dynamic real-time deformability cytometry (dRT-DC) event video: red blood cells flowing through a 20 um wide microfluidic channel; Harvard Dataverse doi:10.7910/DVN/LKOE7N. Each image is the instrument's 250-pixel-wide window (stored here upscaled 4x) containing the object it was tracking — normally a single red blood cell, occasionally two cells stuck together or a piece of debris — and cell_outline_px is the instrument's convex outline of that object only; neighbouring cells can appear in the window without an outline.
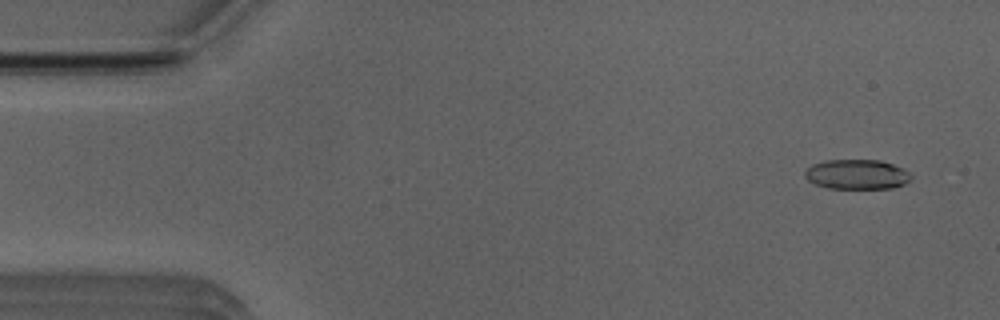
{"species": "Egyptian fruit bat (a non-hibernating species)", "species_latin": "Rousettus aegyptiacus", "temperature_condition": "room temperature", "stored_images_in_passage": 42, "camera_frame_rate_fps": 3000, "um_per_image_px": 0.085, "animal": {"sex": "male"}, "frame": {"image": 1, "passage_image": 2, "time_ms": 0.333, "image_size_px": [1000, 320], "cell_outline_px": [[912, 176], [904, 184], [892, 188], [828, 188], [816, 184], [808, 180], [804, 176], [804, 172], [812, 164], [824, 160], [880, 160], [904, 168]], "centroid_in_image_um": [72.82, 14.81], "position_along_channel_um": 12.2, "area_um2": 18.38}}
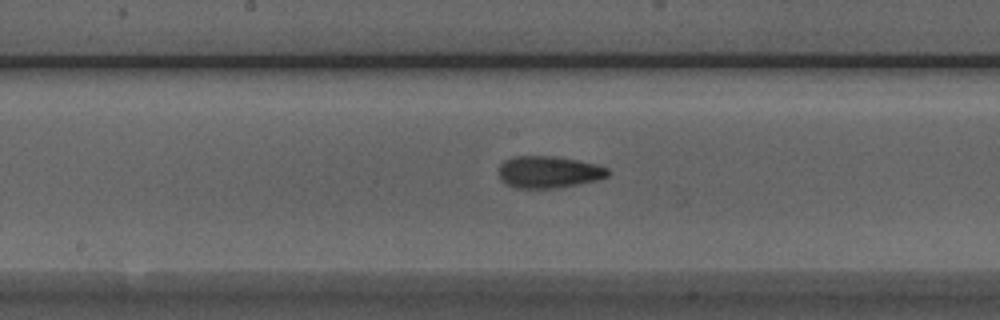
{"frame": {"image": 2, "passage_image": 25, "time_ms": 8.0, "image_size_px": [1000, 320], "cell_outline_px": [[612, 172], [608, 176], [600, 180], [556, 188], [516, 188], [504, 184], [500, 180], [500, 164], [504, 160], [512, 156], [560, 156], [596, 164], [608, 168]], "centroid_in_image_um": [46.66, 14.62], "position_along_channel_um": 201.5, "area_um2": 20.69}}
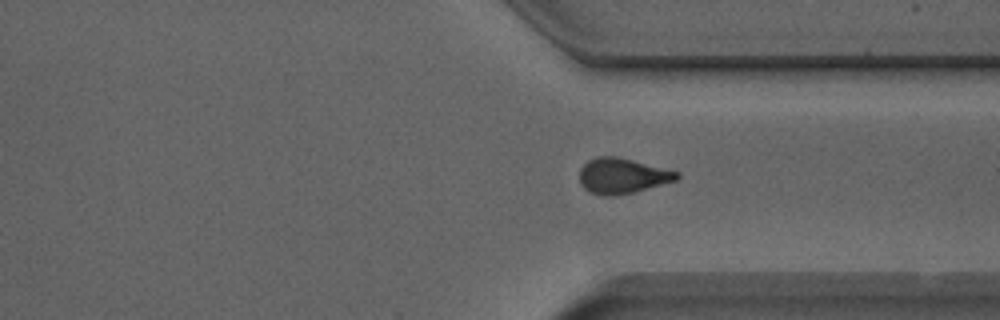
{"frame": {"image": 3, "passage_image": 37, "time_ms": 12.0, "image_size_px": [1000, 320], "cell_outline_px": [[680, 176], [676, 180], [632, 192], [616, 196], [604, 196], [588, 192], [580, 184], [580, 168], [588, 160], [596, 156], [616, 156], [680, 172]], "centroid_in_image_um": [52.85, 14.94], "position_along_channel_um": 358.5, "area_um2": 20.0}, "authors_computed_cell_mechanics": {"area_um2": 19.7676, "velocity_mm_per_s": 3.9242, "shape_relaxation_time_tau1_ms": 10.0704, "shape_relaxation_time_tau2_ms": 2.2397, "deformation_change_tau1": 0.2272, "deformation_change_tau2": 0.1001}}